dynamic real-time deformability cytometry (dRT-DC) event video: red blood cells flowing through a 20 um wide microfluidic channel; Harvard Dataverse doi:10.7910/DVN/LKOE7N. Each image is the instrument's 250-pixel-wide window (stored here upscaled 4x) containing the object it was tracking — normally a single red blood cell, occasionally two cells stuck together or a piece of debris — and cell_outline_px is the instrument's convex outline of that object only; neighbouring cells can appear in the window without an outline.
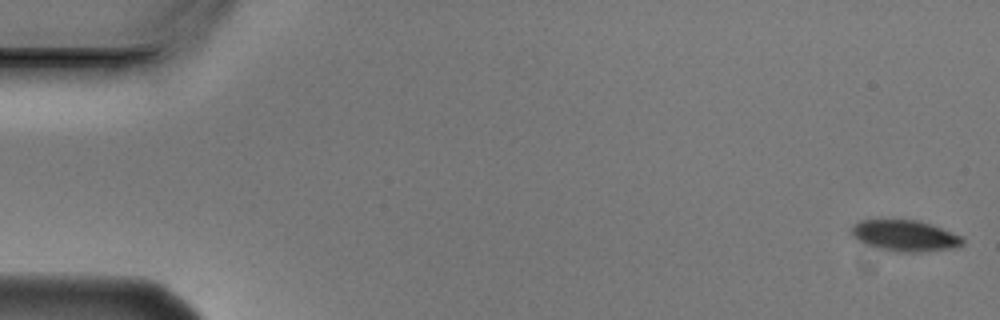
{"species": "Egyptian fruit bat (a non-hibernating species)", "species_latin": "Rousettus aegyptiacus", "temperature_condition": "cold", "stored_images_in_passage": 6, "camera_frame_rate_fps": 3000, "um_per_image_px": 0.085, "animal": {"sex": "male"}, "frame": {"image": 1, "passage_image": 1, "time_ms": 0.0, "image_size_px": [1000, 320], "cell_outline_px": [[964, 244], [952, 248], [920, 252], [896, 252], [876, 248], [864, 244], [852, 236], [852, 224], [860, 220], [920, 220], [932, 224], [964, 236]], "centroid_in_image_um": [76.94, 20.03], "position_along_channel_um": 8.1, "area_um2": 20.46}}
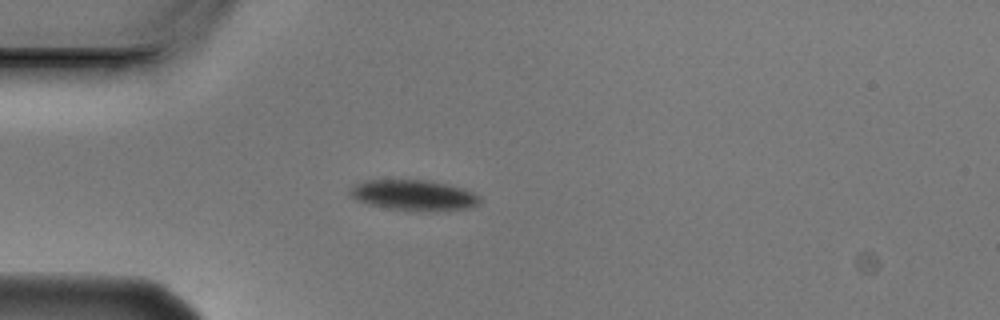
{"frame": {"image": 2, "passage_image": 5, "time_ms": 1.333, "image_size_px": [1000, 320], "cell_outline_px": [[480, 200], [476, 204], [468, 208], [436, 212], [408, 212], [368, 204], [356, 200], [348, 192], [356, 184], [368, 180], [428, 180], [448, 184], [464, 188], [480, 196]], "centroid_in_image_um": [35.19, 16.62], "position_along_channel_um": 49.8, "area_um2": 23.47}}